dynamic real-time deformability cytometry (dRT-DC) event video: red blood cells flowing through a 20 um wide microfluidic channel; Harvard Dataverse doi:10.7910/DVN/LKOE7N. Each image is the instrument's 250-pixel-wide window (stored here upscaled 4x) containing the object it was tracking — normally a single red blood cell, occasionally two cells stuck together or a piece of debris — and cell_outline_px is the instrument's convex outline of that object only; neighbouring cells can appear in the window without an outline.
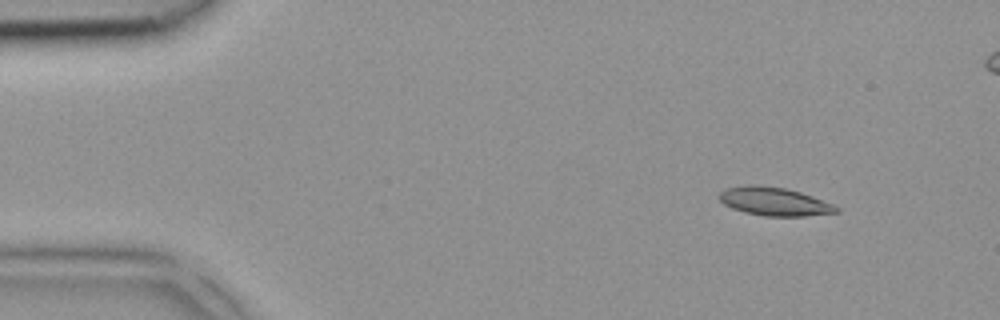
{"species": "common noctule bat (a hibernating species)", "species_latin": "Nyctalus noctula", "temperature_condition": "room temperature", "stored_images_in_passage": 5, "camera_frame_rate_fps": 3000, "um_per_image_px": 0.085, "animal": {"sex": "female", "body_mass_g": 18.4}, "frame": {"image": 1, "passage_image": 2, "time_ms": 0.333, "image_size_px": [1000, 320], "cell_outline_px": [[840, 212], [804, 216], [764, 216], [744, 212], [732, 208], [724, 204], [716, 196], [724, 188], [744, 184], [756, 184], [784, 188], [800, 192], [812, 196], [832, 204], [840, 208]], "centroid_in_image_um": [65.76, 17.11], "position_along_channel_um": 19.2, "area_um2": 19.54}}